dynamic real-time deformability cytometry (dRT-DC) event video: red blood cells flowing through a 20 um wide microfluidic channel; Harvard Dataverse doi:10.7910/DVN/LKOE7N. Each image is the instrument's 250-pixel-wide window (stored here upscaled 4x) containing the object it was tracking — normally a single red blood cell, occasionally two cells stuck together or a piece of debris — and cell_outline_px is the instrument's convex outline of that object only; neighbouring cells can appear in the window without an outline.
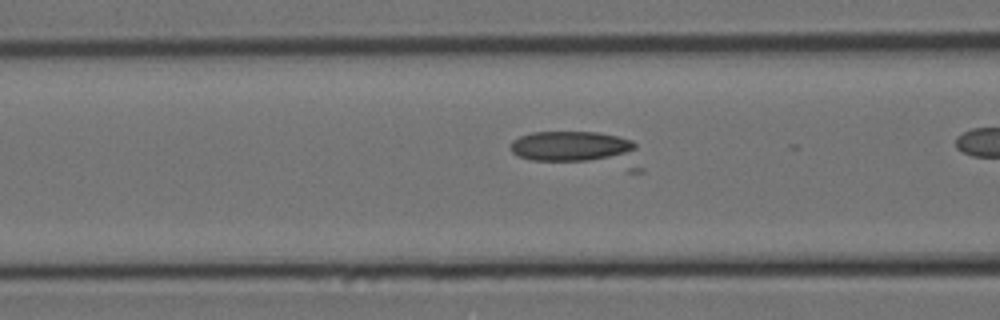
{"species": "Egyptian fruit bat (a non-hibernating species)", "species_latin": "Rousettus aegyptiacus", "temperature_condition": "cold", "stored_images_in_passage": 24, "camera_frame_rate_fps": 3000, "um_per_image_px": 0.085, "animal": {"sex": "female"}, "frame": {"image": 1, "passage_image": 12, "time_ms": 3.667, "image_size_px": [1000, 320], "cell_outline_px": [[644, 172], [628, 172], [532, 160], [520, 156], [512, 152], [512, 140], [520, 136], [532, 132], [596, 132], [616, 136], [632, 140], [636, 144], [644, 168]], "centroid_in_image_um": [49.35, 12.76], "position_along_channel_um": 117.3, "area_um2": 28.55}}